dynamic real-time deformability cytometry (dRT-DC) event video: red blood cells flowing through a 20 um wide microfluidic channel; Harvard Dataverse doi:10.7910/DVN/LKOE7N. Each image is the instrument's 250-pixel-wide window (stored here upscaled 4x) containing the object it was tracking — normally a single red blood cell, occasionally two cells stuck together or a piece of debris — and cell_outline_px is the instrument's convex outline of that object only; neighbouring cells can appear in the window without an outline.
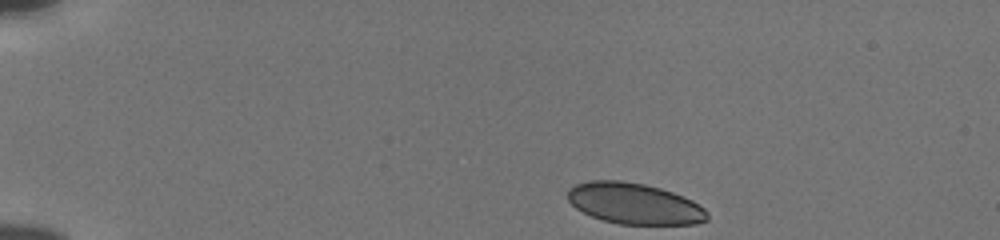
{"species": "human", "species_latin": "Homo sapiens", "temperature_condition": "cold", "stored_images_in_passage": 45, "camera_frame_rate_fps": 3000, "um_per_image_px": 0.085, "donor": {"sex": "male"}, "frame": {"image": 1, "passage_image": 1, "time_ms": 0.0, "image_size_px": [1000, 240], "cell_outline_px": [[708, 220], [696, 224], [620, 224], [604, 220], [592, 216], [576, 208], [568, 200], [568, 188], [576, 184], [588, 180], [620, 180], [644, 184], [660, 188], [672, 192], [692, 200], [704, 208], [708, 212]], "centroid_in_image_um": [53.92, 17.3], "position_along_channel_um": 31.1, "area_um2": 33.35}}
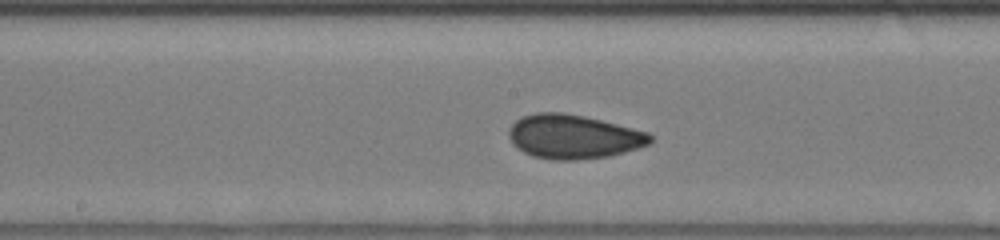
{"frame": {"image": 2, "passage_image": 21, "time_ms": 6.667, "image_size_px": [1000, 240], "cell_outline_px": [[652, 140], [648, 144], [624, 152], [608, 156], [576, 160], [552, 160], [532, 156], [524, 152], [512, 144], [508, 136], [508, 128], [516, 120], [524, 116], [536, 112], [560, 112], [584, 116], [648, 132], [652, 136]], "centroid_in_image_um": [48.69, 11.62], "position_along_channel_um": 199.5, "area_um2": 36.18}}
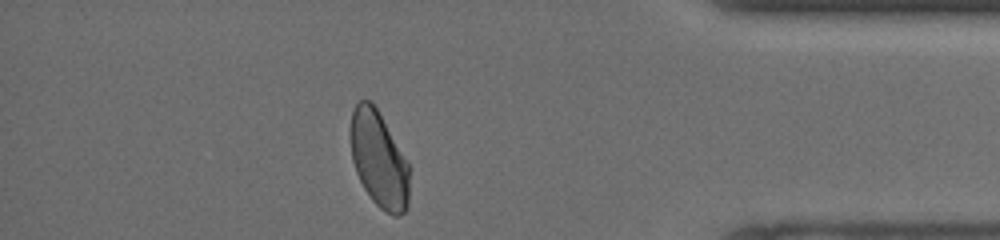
{"frame": {"image": 3, "passage_image": 39, "time_ms": 12.667, "image_size_px": [1000, 240], "cell_outline_px": [[408, 208], [404, 212], [396, 216], [392, 216], [380, 208], [372, 200], [364, 188], [356, 172], [352, 160], [348, 132], [352, 112], [356, 104], [360, 100], [372, 100], [408, 164]], "centroid_in_image_um": [32.16, 13.54], "position_along_channel_um": 403.0, "area_um2": 32.89}, "authors_computed_cell_mechanics": {"area_um2": 34.4488, "velocity_mm_per_s": 3.8304, "shape_relaxation_time_tau1_ms": 7.5993, "shape_relaxation_time_tau2_ms": 0.8802, "deformation_change_tau1": 0.1426, "deformation_change_tau2": 0.0508}}